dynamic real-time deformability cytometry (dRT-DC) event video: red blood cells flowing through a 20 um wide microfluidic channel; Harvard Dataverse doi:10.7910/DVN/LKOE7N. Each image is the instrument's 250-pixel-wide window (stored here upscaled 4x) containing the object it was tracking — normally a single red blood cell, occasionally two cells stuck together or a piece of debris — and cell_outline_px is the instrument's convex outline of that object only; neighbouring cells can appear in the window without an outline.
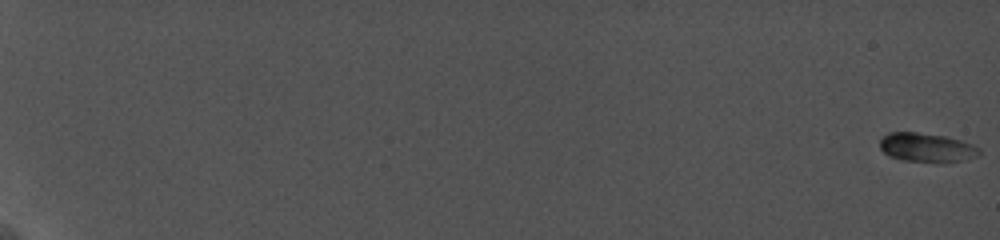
{"species": "common noctule bat (a hibernating species)", "species_latin": "Nyctalus noctula", "temperature_condition": "cold", "stored_images_in_passage": 44, "camera_frame_rate_fps": 5000, "um_per_image_px": 0.085, "animal": {"sex": "female", "body_mass_g": 19.0, "forearm_length_mm": 56.7}, "frame": {"image": 1, "passage_image": 1, "time_ms": 0.0, "image_size_px": [1000, 240], "cell_outline_px": [[980, 152], [976, 156], [960, 160], [904, 160], [888, 156], [880, 148], [880, 136], [888, 132], [916, 132], [944, 136], [960, 140], [972, 144], [980, 148]], "centroid_in_image_um": [78.69, 12.49], "position_along_channel_um": 6.3, "area_um2": 16.24}}
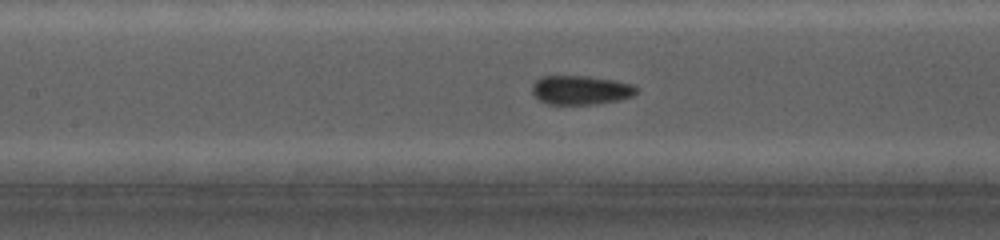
{"frame": {"image": 2, "passage_image": 26, "time_ms": 11.2, "image_size_px": [1000, 240], "cell_outline_px": [[640, 88], [632, 96], [620, 100], [596, 104], [548, 104], [540, 100], [532, 92], [532, 84], [540, 76], [588, 76], [616, 80], [636, 84]], "centroid_in_image_um": [49.41, 7.64], "position_along_channel_um": 158.0, "area_um2": 17.92}}
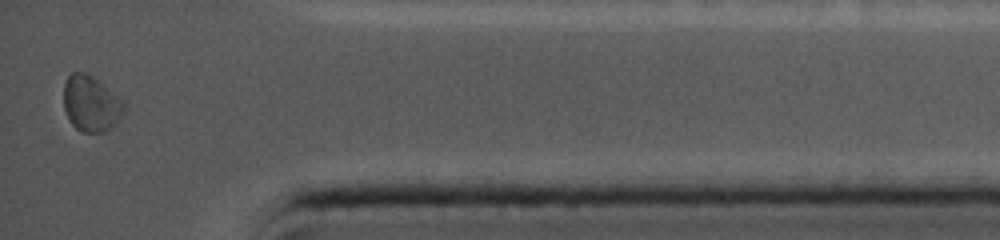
{"frame": {"image": 3, "passage_image": 44, "time_ms": 18.6, "image_size_px": [1000, 240], "cell_outline_px": [[128, 108], [112, 128], [104, 132], [84, 132], [76, 128], [68, 120], [64, 108], [64, 84], [68, 76], [72, 72], [84, 72], [92, 76], [124, 100]], "centroid_in_image_um": [7.77, 8.82], "position_along_channel_um": 427.4, "area_um2": 19.88}}